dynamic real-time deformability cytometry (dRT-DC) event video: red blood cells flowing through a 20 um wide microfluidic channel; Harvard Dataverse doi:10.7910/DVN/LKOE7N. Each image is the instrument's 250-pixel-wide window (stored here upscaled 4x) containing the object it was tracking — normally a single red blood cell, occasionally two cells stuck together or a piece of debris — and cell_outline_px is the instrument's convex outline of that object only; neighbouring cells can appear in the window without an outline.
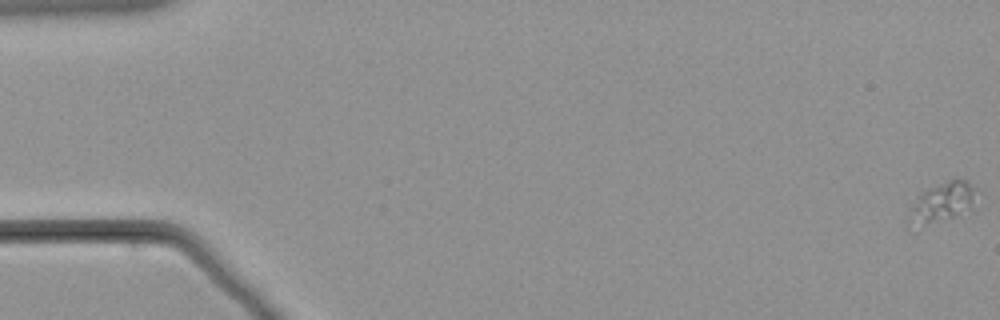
{"species": "common noctule bat (a hibernating species)", "species_latin": "Nyctalus noctula", "temperature_condition": "warm", "stored_images_in_passage": 64, "camera_frame_rate_fps": 3000, "um_per_image_px": 0.085, "animal": {"sex": "male", "body_mass_g": 21.5, "forearm_length_mm": 52.0}, "frame": {"image": 1, "passage_image": 1, "time_ms": 0.0, "image_size_px": [1000, 320], "cell_outline_px": [[972, 212], [912, 232], [908, 228], [908, 220], [912, 204], [916, 196], [920, 192], [956, 176], [964, 180], [972, 188]], "centroid_in_image_um": [79.96, 17.33], "position_along_channel_um": 5.0, "area_um2": 16.59}}
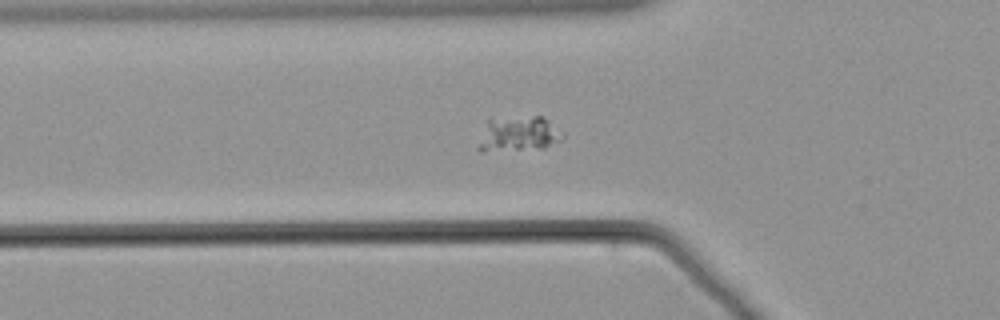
{"frame": {"image": 2, "passage_image": 24, "time_ms": 7.667, "image_size_px": [1000, 320], "cell_outline_px": [[564, 136], [560, 140], [544, 148], [484, 152], [480, 152], [476, 148], [488, 120], [532, 116], [540, 116], [564, 132]], "centroid_in_image_um": [44.07, 11.42], "position_along_channel_um": 81.7, "area_um2": 17.05}}
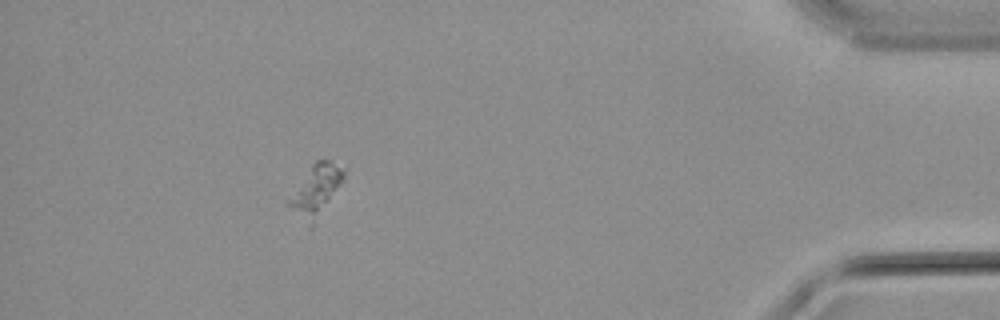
{"frame": {"image": 3, "passage_image": 58, "time_ms": 19.0, "image_size_px": [1000, 320], "cell_outline_px": [[344, 176], [312, 228], [308, 228], [284, 204], [284, 200], [312, 164], [316, 160], [328, 160], [340, 168], [344, 172]], "centroid_in_image_um": [26.7, 16.27], "position_along_channel_um": 408.5, "area_um2": 16.24}}